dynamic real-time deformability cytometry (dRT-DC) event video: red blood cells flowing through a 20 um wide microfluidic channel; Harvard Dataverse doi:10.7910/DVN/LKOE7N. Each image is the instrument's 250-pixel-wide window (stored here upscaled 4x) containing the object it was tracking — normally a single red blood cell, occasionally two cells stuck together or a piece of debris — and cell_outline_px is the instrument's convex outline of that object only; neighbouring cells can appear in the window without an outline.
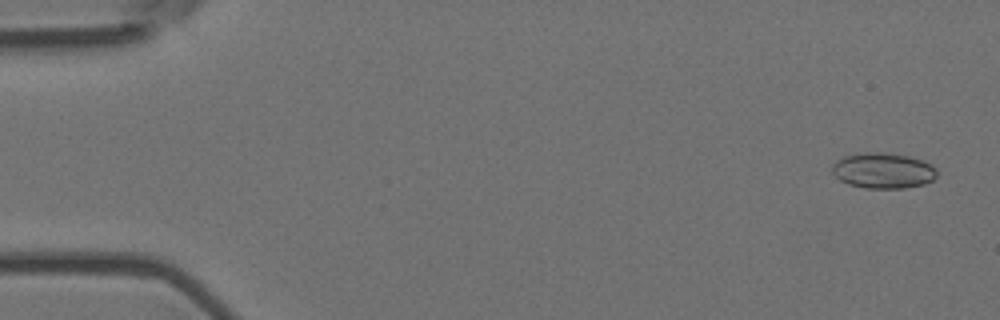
{"species": "Egyptian fruit bat (a non-hibernating species)", "species_latin": "Rousettus aegyptiacus", "temperature_condition": "room temperature", "stored_images_in_passage": 6, "camera_frame_rate_fps": 3000, "um_per_image_px": 0.085, "animal": {"sex": "female"}, "frame": {"image": 1, "passage_image": 1, "time_ms": 0.0, "image_size_px": [1000, 320], "cell_outline_px": [[936, 176], [932, 180], [924, 184], [904, 188], [864, 188], [848, 184], [840, 180], [832, 172], [832, 164], [836, 160], [844, 156], [864, 152], [884, 152], [908, 156], [924, 160], [936, 168]], "centroid_in_image_um": [75.05, 14.49], "position_along_channel_um": 9.9, "area_um2": 21.85}}